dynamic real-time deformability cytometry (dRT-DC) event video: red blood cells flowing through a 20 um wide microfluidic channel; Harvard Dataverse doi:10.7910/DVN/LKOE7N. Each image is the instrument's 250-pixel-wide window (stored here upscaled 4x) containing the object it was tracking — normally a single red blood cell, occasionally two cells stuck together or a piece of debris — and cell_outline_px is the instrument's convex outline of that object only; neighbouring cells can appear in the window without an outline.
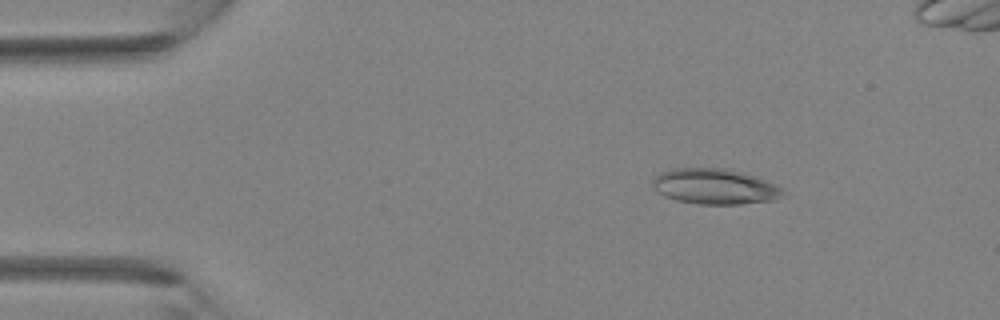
{"species": "Egyptian fruit bat (a non-hibernating species)", "species_latin": "Rousettus aegyptiacus", "temperature_condition": "room temperature", "stored_images_in_passage": 41, "camera_frame_rate_fps": 3000, "um_per_image_px": 0.085, "animal": {"sex": "female"}, "frame": {"image": 1, "passage_image": 6, "time_ms": 1.667, "image_size_px": [1000, 320], "cell_outline_px": [[788, 196], [776, 200], [740, 204], [696, 204], [676, 200], [664, 196], [656, 192], [652, 188], [652, 180], [660, 172], [672, 168], [728, 168], [744, 172], [756, 176], [776, 184], [784, 188]], "centroid_in_image_um": [60.81, 15.85], "position_along_channel_um": 24.2, "area_um2": 27.69}}
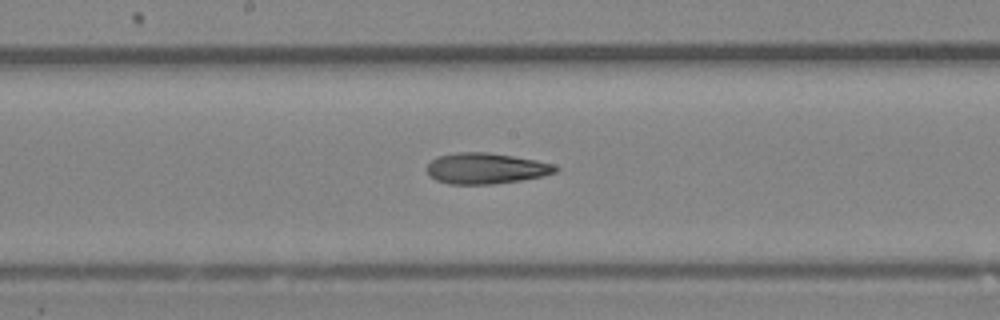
{"frame": {"image": 2, "passage_image": 21, "time_ms": 6.667, "image_size_px": [1000, 320], "cell_outline_px": [[560, 168], [556, 172], [544, 176], [520, 180], [492, 184], [448, 184], [436, 180], [428, 176], [424, 168], [436, 156], [456, 152], [488, 152], [536, 160], [552, 164]], "centroid_in_image_um": [41.25, 14.31], "position_along_channel_um": 207.0, "area_um2": 23.35}}
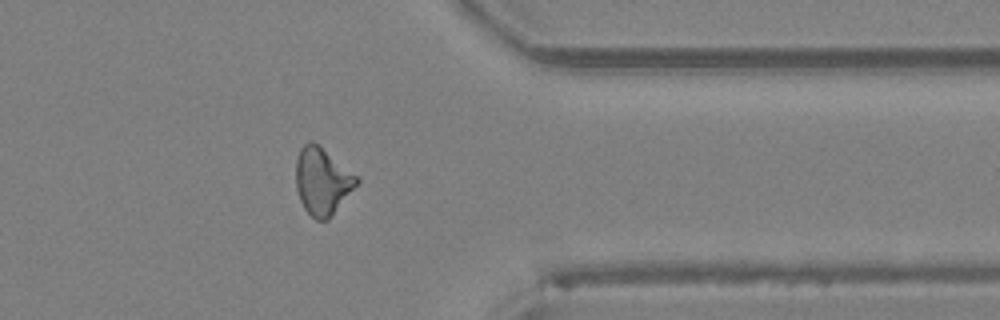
{"frame": {"image": 3, "passage_image": 32, "time_ms": 10.333, "image_size_px": [1000, 320], "cell_outline_px": [[360, 180], [332, 216], [328, 220], [316, 220], [304, 208], [300, 200], [296, 188], [296, 160], [300, 148], [308, 140], [312, 140], [360, 176]], "centroid_in_image_um": [27.4, 15.38], "position_along_channel_um": 384.0, "area_um2": 23.87}}